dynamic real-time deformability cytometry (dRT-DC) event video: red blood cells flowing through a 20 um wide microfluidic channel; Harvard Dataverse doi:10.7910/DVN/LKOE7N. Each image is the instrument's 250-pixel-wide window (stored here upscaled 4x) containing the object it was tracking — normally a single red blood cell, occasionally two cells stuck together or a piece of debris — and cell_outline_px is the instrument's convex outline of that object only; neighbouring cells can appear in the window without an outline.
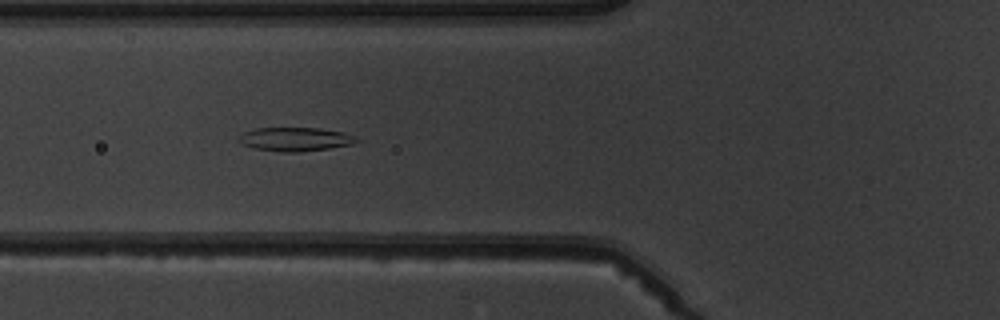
{"species": "common noctule bat (a hibernating species)", "species_latin": "Nyctalus noctula", "temperature_condition": "warm", "stored_images_in_passage": 8, "camera_frame_rate_fps": 3000, "um_per_image_px": 0.085, "animal": {"sex": "male", "body_mass_g": 19.5, "forearm_length_mm": 54.6}, "frame": {"image": 1, "passage_image": 6, "time_ms": 6.667, "image_size_px": [1000, 320], "cell_outline_px": [[360, 140], [352, 144], [328, 148], [300, 152], [280, 152], [256, 148], [244, 144], [236, 140], [244, 132], [256, 128], [320, 128], [344, 132], [356, 136]], "centroid_in_image_um": [25.13, 11.83], "position_along_channel_um": 100.7, "area_um2": 16.24}}
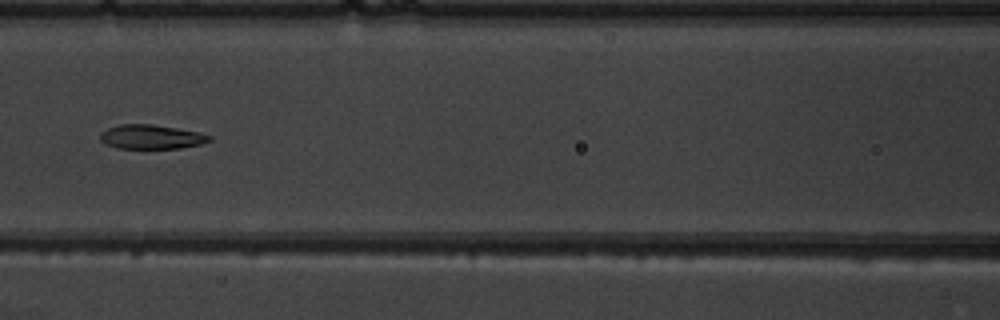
{"frame": {"image": 2, "passage_image": 7, "time_ms": 8.0, "image_size_px": [1000, 320], "cell_outline_px": [[212, 140], [200, 144], [180, 148], [116, 148], [104, 144], [100, 140], [100, 132], [108, 128], [120, 124], [152, 124], [200, 132], [212, 136]], "centroid_in_image_um": [12.84, 11.63], "position_along_channel_um": 153.8, "area_um2": 15.49}}
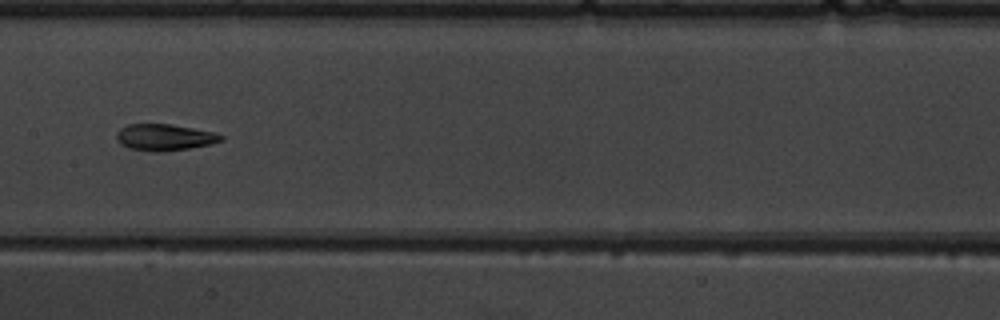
{"frame": {"image": 3, "passage_image": 8, "time_ms": 9.0, "image_size_px": [1000, 320], "cell_outline_px": [[224, 140], [208, 144], [188, 148], [128, 148], [120, 144], [116, 140], [116, 132], [120, 128], [128, 124], [168, 124], [192, 128], [212, 132], [224, 136]], "centroid_in_image_um": [13.95, 11.61], "position_along_channel_um": 193.4, "area_um2": 15.09}}